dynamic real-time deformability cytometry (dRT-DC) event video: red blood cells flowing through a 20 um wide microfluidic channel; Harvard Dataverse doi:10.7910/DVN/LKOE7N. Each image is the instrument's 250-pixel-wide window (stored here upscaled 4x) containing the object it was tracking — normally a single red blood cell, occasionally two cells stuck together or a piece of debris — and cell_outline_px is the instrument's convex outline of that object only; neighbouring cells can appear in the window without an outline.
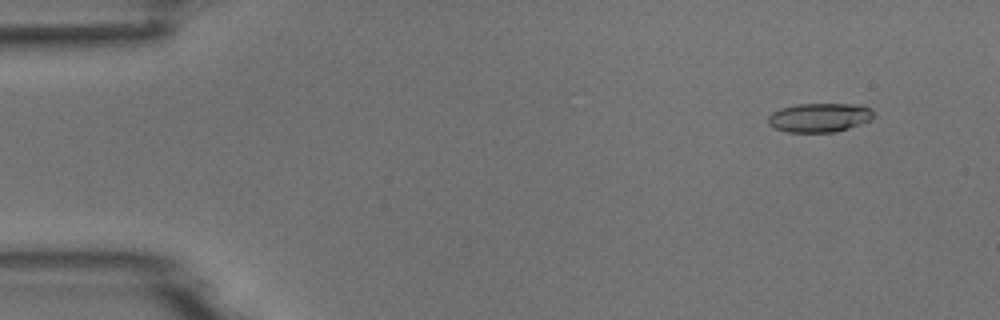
{"species": "common noctule bat (a hibernating species)", "species_latin": "Nyctalus noctula", "temperature_condition": "room temperature", "stored_images_in_passage": 5, "camera_frame_rate_fps": 3000, "um_per_image_px": 0.085, "animal": {"sex": "male", "body_mass_g": 18.8}, "frame": {"image": 1, "passage_image": 2, "time_ms": 1.333, "image_size_px": [1000, 320], "cell_outline_px": [[876, 116], [872, 120], [836, 132], [788, 132], [776, 128], [768, 124], [768, 116], [772, 112], [780, 108], [796, 104], [864, 104], [872, 108], [876, 112]], "centroid_in_image_um": [69.73, 9.98], "position_along_channel_um": 15.3, "area_um2": 18.21}}